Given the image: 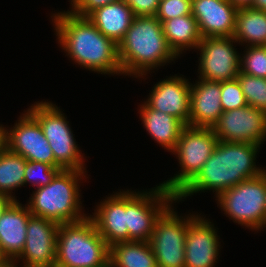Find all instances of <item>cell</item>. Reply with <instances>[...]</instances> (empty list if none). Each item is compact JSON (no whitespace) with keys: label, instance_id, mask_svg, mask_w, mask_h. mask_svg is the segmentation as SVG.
<instances>
[{"label":"cell","instance_id":"e0dca14e","mask_svg":"<svg viewBox=\"0 0 266 267\" xmlns=\"http://www.w3.org/2000/svg\"><path fill=\"white\" fill-rule=\"evenodd\" d=\"M94 209L93 220L100 236L107 245L129 241L127 228V191H117L115 194L105 197Z\"/></svg>","mask_w":266,"mask_h":267},{"label":"cell","instance_id":"4316f807","mask_svg":"<svg viewBox=\"0 0 266 267\" xmlns=\"http://www.w3.org/2000/svg\"><path fill=\"white\" fill-rule=\"evenodd\" d=\"M237 79L247 104L266 113V78L247 75L240 71Z\"/></svg>","mask_w":266,"mask_h":267},{"label":"cell","instance_id":"1f68e13d","mask_svg":"<svg viewBox=\"0 0 266 267\" xmlns=\"http://www.w3.org/2000/svg\"><path fill=\"white\" fill-rule=\"evenodd\" d=\"M72 6L70 12L81 17H87L99 7L114 3L120 0H69Z\"/></svg>","mask_w":266,"mask_h":267},{"label":"cell","instance_id":"44dd1931","mask_svg":"<svg viewBox=\"0 0 266 267\" xmlns=\"http://www.w3.org/2000/svg\"><path fill=\"white\" fill-rule=\"evenodd\" d=\"M139 114L148 134L168 152H172L186 125L172 115L152 109L145 101L139 106Z\"/></svg>","mask_w":266,"mask_h":267},{"label":"cell","instance_id":"e575fe53","mask_svg":"<svg viewBox=\"0 0 266 267\" xmlns=\"http://www.w3.org/2000/svg\"><path fill=\"white\" fill-rule=\"evenodd\" d=\"M250 7L266 12V0H253Z\"/></svg>","mask_w":266,"mask_h":267},{"label":"cell","instance_id":"f35d334b","mask_svg":"<svg viewBox=\"0 0 266 267\" xmlns=\"http://www.w3.org/2000/svg\"><path fill=\"white\" fill-rule=\"evenodd\" d=\"M2 131H3V125L0 124V134H2Z\"/></svg>","mask_w":266,"mask_h":267},{"label":"cell","instance_id":"9c48e42d","mask_svg":"<svg viewBox=\"0 0 266 267\" xmlns=\"http://www.w3.org/2000/svg\"><path fill=\"white\" fill-rule=\"evenodd\" d=\"M172 206L173 204L157 219L148 241L154 252L157 267H184L185 265L187 228L195 214L179 216Z\"/></svg>","mask_w":266,"mask_h":267},{"label":"cell","instance_id":"60d3db41","mask_svg":"<svg viewBox=\"0 0 266 267\" xmlns=\"http://www.w3.org/2000/svg\"><path fill=\"white\" fill-rule=\"evenodd\" d=\"M264 228H266V208H265V224H264Z\"/></svg>","mask_w":266,"mask_h":267},{"label":"cell","instance_id":"8d00e7d4","mask_svg":"<svg viewBox=\"0 0 266 267\" xmlns=\"http://www.w3.org/2000/svg\"><path fill=\"white\" fill-rule=\"evenodd\" d=\"M18 263L15 260H7L0 267H18Z\"/></svg>","mask_w":266,"mask_h":267},{"label":"cell","instance_id":"ab89813d","mask_svg":"<svg viewBox=\"0 0 266 267\" xmlns=\"http://www.w3.org/2000/svg\"><path fill=\"white\" fill-rule=\"evenodd\" d=\"M2 134H0V146L2 145Z\"/></svg>","mask_w":266,"mask_h":267},{"label":"cell","instance_id":"3957f363","mask_svg":"<svg viewBox=\"0 0 266 267\" xmlns=\"http://www.w3.org/2000/svg\"><path fill=\"white\" fill-rule=\"evenodd\" d=\"M118 57L122 75L139 79H146L144 77L153 69L178 59L169 47L162 24L156 16L134 17L118 44Z\"/></svg>","mask_w":266,"mask_h":267},{"label":"cell","instance_id":"484cf974","mask_svg":"<svg viewBox=\"0 0 266 267\" xmlns=\"http://www.w3.org/2000/svg\"><path fill=\"white\" fill-rule=\"evenodd\" d=\"M26 159L0 146V193L17 200L13 191L24 186Z\"/></svg>","mask_w":266,"mask_h":267},{"label":"cell","instance_id":"836d02e7","mask_svg":"<svg viewBox=\"0 0 266 267\" xmlns=\"http://www.w3.org/2000/svg\"><path fill=\"white\" fill-rule=\"evenodd\" d=\"M13 201L10 197L0 193V217L7 206Z\"/></svg>","mask_w":266,"mask_h":267},{"label":"cell","instance_id":"4dcf8cb0","mask_svg":"<svg viewBox=\"0 0 266 267\" xmlns=\"http://www.w3.org/2000/svg\"><path fill=\"white\" fill-rule=\"evenodd\" d=\"M192 0H160L156 18L162 23L176 17L191 15Z\"/></svg>","mask_w":266,"mask_h":267},{"label":"cell","instance_id":"4fadbf2b","mask_svg":"<svg viewBox=\"0 0 266 267\" xmlns=\"http://www.w3.org/2000/svg\"><path fill=\"white\" fill-rule=\"evenodd\" d=\"M211 129L220 141L262 146L266 141V113L250 105L225 111Z\"/></svg>","mask_w":266,"mask_h":267},{"label":"cell","instance_id":"d6986e66","mask_svg":"<svg viewBox=\"0 0 266 267\" xmlns=\"http://www.w3.org/2000/svg\"><path fill=\"white\" fill-rule=\"evenodd\" d=\"M222 113L221 82L198 78L191 83L189 126L212 128Z\"/></svg>","mask_w":266,"mask_h":267},{"label":"cell","instance_id":"83f0119b","mask_svg":"<svg viewBox=\"0 0 266 267\" xmlns=\"http://www.w3.org/2000/svg\"><path fill=\"white\" fill-rule=\"evenodd\" d=\"M241 54L240 71L244 74L266 78V46H247Z\"/></svg>","mask_w":266,"mask_h":267},{"label":"cell","instance_id":"ffe728a7","mask_svg":"<svg viewBox=\"0 0 266 267\" xmlns=\"http://www.w3.org/2000/svg\"><path fill=\"white\" fill-rule=\"evenodd\" d=\"M32 216L28 206L13 200L0 217V248L8 260H16L25 247L26 230Z\"/></svg>","mask_w":266,"mask_h":267},{"label":"cell","instance_id":"d6a6232c","mask_svg":"<svg viewBox=\"0 0 266 267\" xmlns=\"http://www.w3.org/2000/svg\"><path fill=\"white\" fill-rule=\"evenodd\" d=\"M133 11L134 16H155L160 0H123Z\"/></svg>","mask_w":266,"mask_h":267},{"label":"cell","instance_id":"30bf717a","mask_svg":"<svg viewBox=\"0 0 266 267\" xmlns=\"http://www.w3.org/2000/svg\"><path fill=\"white\" fill-rule=\"evenodd\" d=\"M176 203V196L160 184L149 191L127 190L129 241H149L161 214Z\"/></svg>","mask_w":266,"mask_h":267},{"label":"cell","instance_id":"f1b7e54d","mask_svg":"<svg viewBox=\"0 0 266 267\" xmlns=\"http://www.w3.org/2000/svg\"><path fill=\"white\" fill-rule=\"evenodd\" d=\"M59 171L57 167L43 162L26 161L24 186L31 184L36 188L46 186Z\"/></svg>","mask_w":266,"mask_h":267},{"label":"cell","instance_id":"5b68a950","mask_svg":"<svg viewBox=\"0 0 266 267\" xmlns=\"http://www.w3.org/2000/svg\"><path fill=\"white\" fill-rule=\"evenodd\" d=\"M55 267H109V246L89 216L59 224Z\"/></svg>","mask_w":266,"mask_h":267},{"label":"cell","instance_id":"f546056e","mask_svg":"<svg viewBox=\"0 0 266 267\" xmlns=\"http://www.w3.org/2000/svg\"><path fill=\"white\" fill-rule=\"evenodd\" d=\"M247 105L238 79L221 82V107L223 112Z\"/></svg>","mask_w":266,"mask_h":267},{"label":"cell","instance_id":"603a6c76","mask_svg":"<svg viewBox=\"0 0 266 267\" xmlns=\"http://www.w3.org/2000/svg\"><path fill=\"white\" fill-rule=\"evenodd\" d=\"M161 24L169 47L178 57L189 49L195 50L202 40L198 22L192 15L165 20Z\"/></svg>","mask_w":266,"mask_h":267},{"label":"cell","instance_id":"74e56055","mask_svg":"<svg viewBox=\"0 0 266 267\" xmlns=\"http://www.w3.org/2000/svg\"><path fill=\"white\" fill-rule=\"evenodd\" d=\"M7 260L8 259L4 256V254L2 253L1 248H0V265H2Z\"/></svg>","mask_w":266,"mask_h":267},{"label":"cell","instance_id":"7a4b0ae2","mask_svg":"<svg viewBox=\"0 0 266 267\" xmlns=\"http://www.w3.org/2000/svg\"><path fill=\"white\" fill-rule=\"evenodd\" d=\"M260 148L261 145L253 143L219 140L201 171L176 196V202L207 190L215 192L216 197L246 179L259 176L265 171L255 162Z\"/></svg>","mask_w":266,"mask_h":267},{"label":"cell","instance_id":"277c9868","mask_svg":"<svg viewBox=\"0 0 266 267\" xmlns=\"http://www.w3.org/2000/svg\"><path fill=\"white\" fill-rule=\"evenodd\" d=\"M86 172L59 170L49 184L34 189L26 204L31 214L58 224L78 222L88 217L82 211L84 207L79 193L80 181L88 178Z\"/></svg>","mask_w":266,"mask_h":267},{"label":"cell","instance_id":"8fae6325","mask_svg":"<svg viewBox=\"0 0 266 267\" xmlns=\"http://www.w3.org/2000/svg\"><path fill=\"white\" fill-rule=\"evenodd\" d=\"M235 43L238 44L233 37L202 38L196 48L200 51L197 77L216 82L237 79L241 54L236 51Z\"/></svg>","mask_w":266,"mask_h":267},{"label":"cell","instance_id":"7402d4cb","mask_svg":"<svg viewBox=\"0 0 266 267\" xmlns=\"http://www.w3.org/2000/svg\"><path fill=\"white\" fill-rule=\"evenodd\" d=\"M134 17L132 9L123 0L99 7L87 16L102 34L117 45L131 26Z\"/></svg>","mask_w":266,"mask_h":267},{"label":"cell","instance_id":"d4e9b609","mask_svg":"<svg viewBox=\"0 0 266 267\" xmlns=\"http://www.w3.org/2000/svg\"><path fill=\"white\" fill-rule=\"evenodd\" d=\"M109 267H157V263L148 241H126L109 247Z\"/></svg>","mask_w":266,"mask_h":267},{"label":"cell","instance_id":"d590c367","mask_svg":"<svg viewBox=\"0 0 266 267\" xmlns=\"http://www.w3.org/2000/svg\"><path fill=\"white\" fill-rule=\"evenodd\" d=\"M228 1L238 8L250 7L253 2V0H228Z\"/></svg>","mask_w":266,"mask_h":267},{"label":"cell","instance_id":"8992f818","mask_svg":"<svg viewBox=\"0 0 266 267\" xmlns=\"http://www.w3.org/2000/svg\"><path fill=\"white\" fill-rule=\"evenodd\" d=\"M27 111L39 122L56 164L62 170L86 171L85 156L76 144L75 134L60 107L50 101H38Z\"/></svg>","mask_w":266,"mask_h":267},{"label":"cell","instance_id":"ba28073f","mask_svg":"<svg viewBox=\"0 0 266 267\" xmlns=\"http://www.w3.org/2000/svg\"><path fill=\"white\" fill-rule=\"evenodd\" d=\"M218 141L211 128L186 126L171 152L179 161L180 172L160 185L177 196L201 171Z\"/></svg>","mask_w":266,"mask_h":267},{"label":"cell","instance_id":"2e32d148","mask_svg":"<svg viewBox=\"0 0 266 267\" xmlns=\"http://www.w3.org/2000/svg\"><path fill=\"white\" fill-rule=\"evenodd\" d=\"M183 76L175 74L157 82L145 102L189 126L191 83Z\"/></svg>","mask_w":266,"mask_h":267},{"label":"cell","instance_id":"7c38bea8","mask_svg":"<svg viewBox=\"0 0 266 267\" xmlns=\"http://www.w3.org/2000/svg\"><path fill=\"white\" fill-rule=\"evenodd\" d=\"M24 112L13 127L3 126V145L26 160L47 163L62 170L55 162L39 122L27 110Z\"/></svg>","mask_w":266,"mask_h":267},{"label":"cell","instance_id":"cb8c5ba5","mask_svg":"<svg viewBox=\"0 0 266 267\" xmlns=\"http://www.w3.org/2000/svg\"><path fill=\"white\" fill-rule=\"evenodd\" d=\"M233 38L239 45L266 46V12L240 7L236 14Z\"/></svg>","mask_w":266,"mask_h":267},{"label":"cell","instance_id":"ac0fdd59","mask_svg":"<svg viewBox=\"0 0 266 267\" xmlns=\"http://www.w3.org/2000/svg\"><path fill=\"white\" fill-rule=\"evenodd\" d=\"M238 9L228 0H192L191 15L202 38L233 37Z\"/></svg>","mask_w":266,"mask_h":267},{"label":"cell","instance_id":"9a60e30c","mask_svg":"<svg viewBox=\"0 0 266 267\" xmlns=\"http://www.w3.org/2000/svg\"><path fill=\"white\" fill-rule=\"evenodd\" d=\"M195 214L187 228L184 267H215L220 254L219 235L209 219Z\"/></svg>","mask_w":266,"mask_h":267},{"label":"cell","instance_id":"52a82bcc","mask_svg":"<svg viewBox=\"0 0 266 267\" xmlns=\"http://www.w3.org/2000/svg\"><path fill=\"white\" fill-rule=\"evenodd\" d=\"M217 207L233 222L254 231L265 224L266 170L216 196Z\"/></svg>","mask_w":266,"mask_h":267},{"label":"cell","instance_id":"5bb4252c","mask_svg":"<svg viewBox=\"0 0 266 267\" xmlns=\"http://www.w3.org/2000/svg\"><path fill=\"white\" fill-rule=\"evenodd\" d=\"M58 229L57 222L32 215L27 223L25 247L15 261H21V267H55Z\"/></svg>","mask_w":266,"mask_h":267},{"label":"cell","instance_id":"6da1fadb","mask_svg":"<svg viewBox=\"0 0 266 267\" xmlns=\"http://www.w3.org/2000/svg\"><path fill=\"white\" fill-rule=\"evenodd\" d=\"M60 48L74 63L104 75H122L118 45L87 18L69 10L51 15Z\"/></svg>","mask_w":266,"mask_h":267}]
</instances>
